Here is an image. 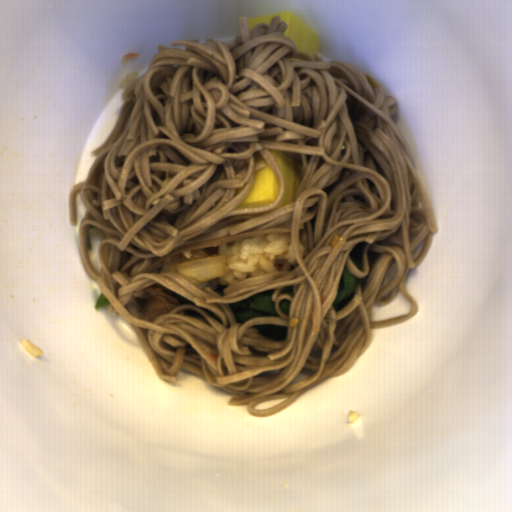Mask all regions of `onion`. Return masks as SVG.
I'll return each instance as SVG.
<instances>
[{
  "mask_svg": "<svg viewBox=\"0 0 512 512\" xmlns=\"http://www.w3.org/2000/svg\"><path fill=\"white\" fill-rule=\"evenodd\" d=\"M178 275L195 287L200 283L225 277L224 255H209L202 248L191 250L188 260L178 262Z\"/></svg>",
  "mask_w": 512,
  "mask_h": 512,
  "instance_id": "obj_1",
  "label": "onion"
}]
</instances>
